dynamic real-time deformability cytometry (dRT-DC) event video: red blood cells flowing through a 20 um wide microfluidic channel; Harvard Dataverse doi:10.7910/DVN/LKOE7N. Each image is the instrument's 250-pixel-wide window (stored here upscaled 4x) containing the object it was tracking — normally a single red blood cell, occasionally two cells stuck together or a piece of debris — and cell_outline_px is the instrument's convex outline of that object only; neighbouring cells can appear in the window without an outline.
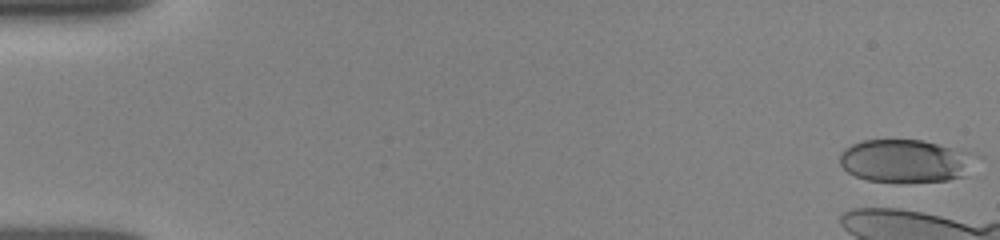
{"species": "human", "species_latin": "Homo sapiens", "temperature_condition": "room temperature", "stored_images_in_passage": 4, "camera_frame_rate_fps": 3000, "um_per_image_px": 0.085, "donor": {"sex": "female"}, "frame": {"image": 1, "passage_image": 1, "time_ms": 0.0, "image_size_px": [1000, 240], "cell_outline_px": [[968, 156], [964, 176], [948, 180], [900, 184], [868, 180], [856, 176], [848, 172], [840, 164], [840, 152], [844, 148], [852, 144], [864, 140], [924, 140], [968, 152]], "centroid_in_image_um": [76.8, 13.7], "position_along_channel_um": 8.2, "area_um2": 33.58}}